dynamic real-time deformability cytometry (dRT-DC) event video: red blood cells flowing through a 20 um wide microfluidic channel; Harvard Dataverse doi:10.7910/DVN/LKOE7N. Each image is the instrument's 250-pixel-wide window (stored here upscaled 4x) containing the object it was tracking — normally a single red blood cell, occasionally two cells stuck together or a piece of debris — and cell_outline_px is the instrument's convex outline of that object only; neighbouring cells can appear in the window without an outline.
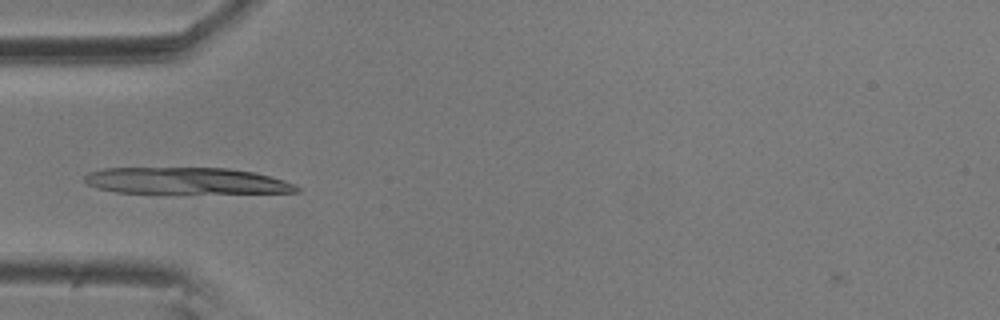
{"species": "common noctule bat (a hibernating species)", "species_latin": "Nyctalus noctula", "temperature_condition": "room temperature", "stored_images_in_passage": 45, "camera_frame_rate_fps": 3000, "um_per_image_px": 0.085, "animal": {"sex": "male", "body_mass_g": 20.5, "forearm_length_mm": 52.5}, "frame": {"image": 1, "passage_image": 8, "time_ms": 2.333, "image_size_px": [1000, 320], "cell_outline_px": [[300, 192], [116, 192], [100, 188], [88, 184], [84, 180], [84, 176], [88, 172], [104, 168], [228, 168], [252, 172], [284, 180], [296, 184], [300, 188]], "centroid_in_image_um": [15.8, 15.35], "position_along_channel_um": 69.2, "area_um2": 32.08}}
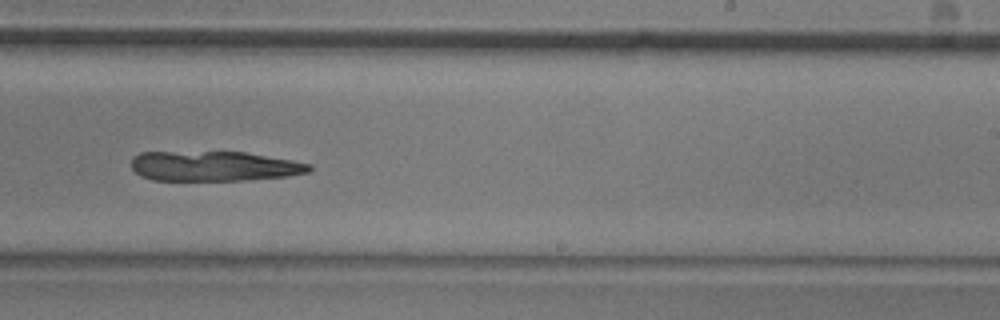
{"frame": {"image": 2, "passage_image": 25, "time_ms": 8.0, "image_size_px": [1000, 320], "cell_outline_px": [[312, 168], [308, 172], [288, 176], [248, 180], [152, 180], [140, 176], [132, 168], [132, 156], [140, 152], [244, 152], [292, 160], [312, 164]], "centroid_in_image_um": [18.19, 14.12], "position_along_channel_um": 270.8, "area_um2": 31.1}}
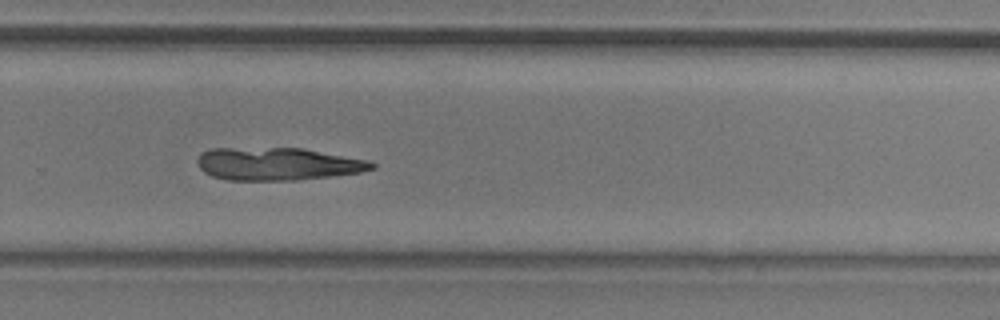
{"frame": {"image": 3, "passage_image": 28, "time_ms": 9.0, "image_size_px": [1000, 320], "cell_outline_px": [[376, 168], [360, 172], [300, 180], [228, 180], [212, 176], [204, 172], [200, 168], [196, 160], [204, 152], [212, 148], [300, 148], [368, 160], [376, 164]], "centroid_in_image_um": [23.6, 13.94], "position_along_channel_um": 306.2, "area_um2": 33.06}}